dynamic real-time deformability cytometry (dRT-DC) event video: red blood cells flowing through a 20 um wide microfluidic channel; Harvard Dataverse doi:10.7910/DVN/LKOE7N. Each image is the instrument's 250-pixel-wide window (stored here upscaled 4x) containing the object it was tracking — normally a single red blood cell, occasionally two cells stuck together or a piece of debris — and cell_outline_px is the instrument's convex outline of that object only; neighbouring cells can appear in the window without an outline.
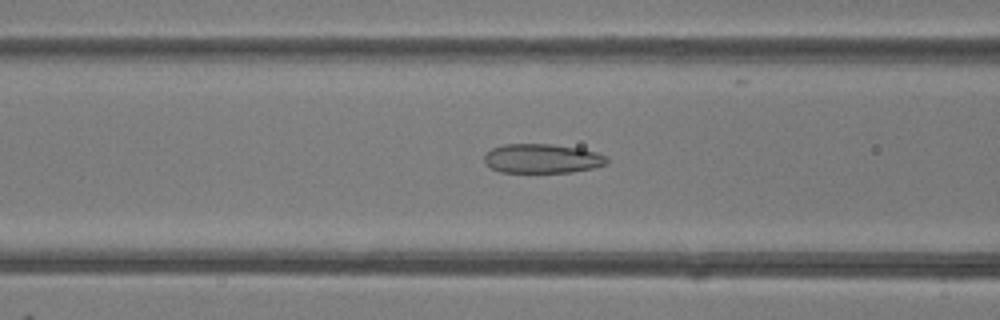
{"species": "common noctule bat (a hibernating species)", "species_latin": "Nyctalus noctula", "temperature_condition": "room temperature", "stored_images_in_passage": 41, "camera_frame_rate_fps": 3000, "um_per_image_px": 0.085, "animal": {"sex": "female"}, "frame": {"image": 1, "passage_image": 19, "time_ms": 6.0, "image_size_px": [1000, 320], "cell_outline_px": [[608, 164], [592, 168], [572, 172], [500, 172], [484, 164], [484, 156], [492, 148], [504, 144], [552, 144], [580, 148], [596, 152], [608, 156]], "centroid_in_image_um": [46.1, 13.47], "position_along_channel_um": 120.5, "area_um2": 21.04}}
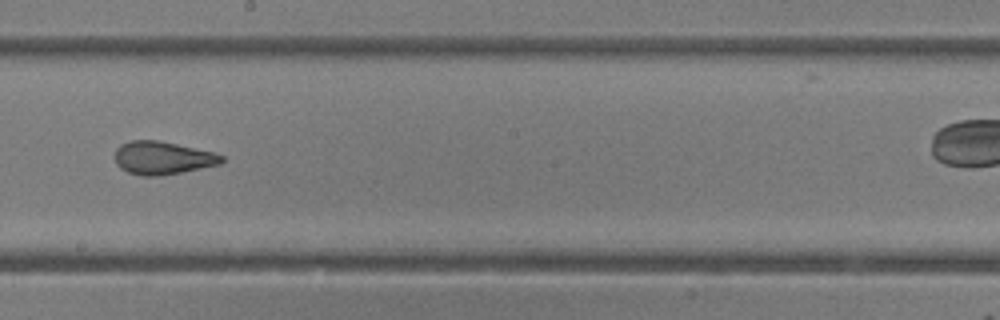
{"frame": {"image": 2, "passage_image": 27, "time_ms": 8.667, "image_size_px": [1000, 320], "cell_outline_px": [[224, 160], [220, 164], [160, 176], [140, 176], [128, 172], [120, 168], [116, 164], [116, 148], [120, 144], [128, 140], [160, 140], [216, 152], [224, 156]], "centroid_in_image_um": [13.82, 13.41], "position_along_channel_um": 234.4, "area_um2": 20.75}}
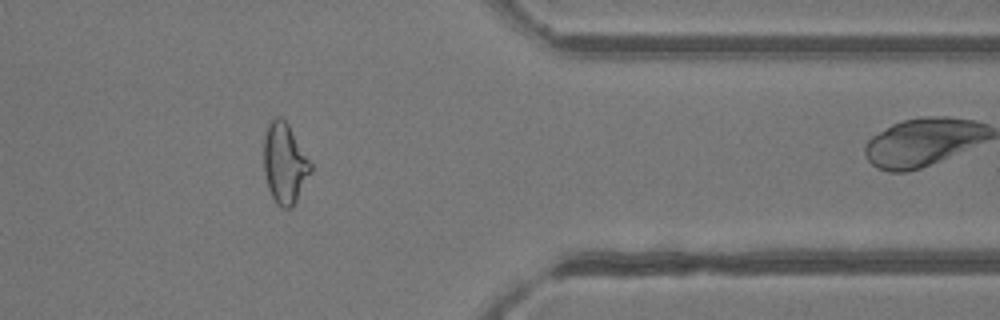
{"frame": {"image": 3, "passage_image": 39, "time_ms": 12.667, "image_size_px": [1000, 320], "cell_outline_px": [[312, 172], [292, 208], [280, 208], [276, 204], [268, 188], [264, 172], [264, 132], [272, 116], [280, 116], [288, 124], [312, 164]], "centroid_in_image_um": [24.19, 13.88], "position_along_channel_um": 387.2, "area_um2": 22.2}}